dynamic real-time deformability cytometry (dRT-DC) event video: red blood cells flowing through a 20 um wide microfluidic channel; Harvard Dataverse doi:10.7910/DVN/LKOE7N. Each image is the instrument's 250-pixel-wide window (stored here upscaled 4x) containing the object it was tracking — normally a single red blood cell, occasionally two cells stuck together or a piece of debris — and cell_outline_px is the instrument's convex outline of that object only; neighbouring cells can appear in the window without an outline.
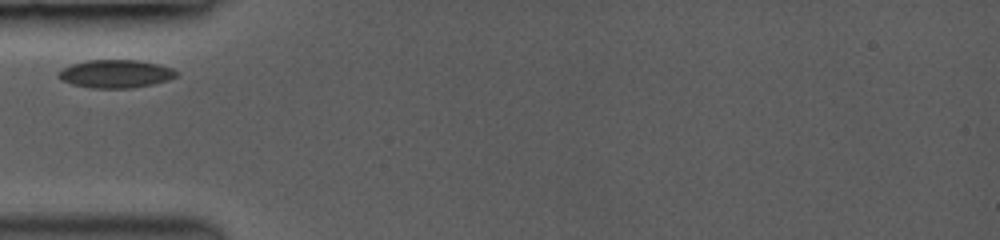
{"species": "common noctule bat (a hibernating species)", "species_latin": "Nyctalus noctula", "temperature_condition": "room temperature", "stored_images_in_passage": 10, "camera_frame_rate_fps": 3000, "um_per_image_px": 0.085, "animal": {"sex": "female", "body_mass_g": 19.0, "forearm_length_mm": 53.3}, "frame": {"image": 1, "passage_image": 2, "time_ms": 0.667, "image_size_px": [1000, 240], "cell_outline_px": [[180, 76], [168, 80], [152, 84], [132, 88], [88, 88], [72, 84], [60, 80], [56, 76], [56, 72], [72, 64], [88, 60], [140, 60], [160, 64], [172, 68], [180, 72]], "centroid_in_image_um": [9.85, 6.27], "position_along_channel_um": 75.1, "area_um2": 19.65}}
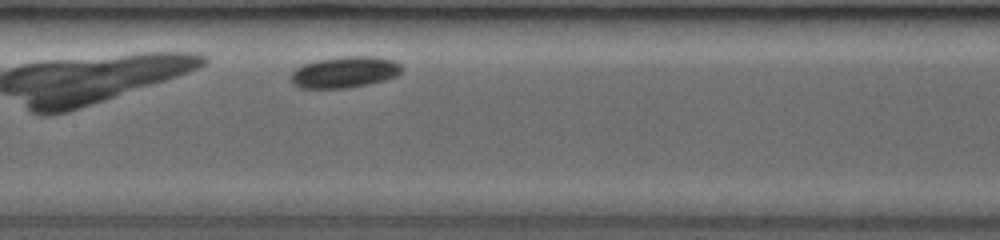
{"frame": {"image": 2, "passage_image": 10, "time_ms": 3.333, "image_size_px": [1000, 240], "cell_outline_px": [[404, 68], [396, 76], [384, 80], [368, 84], [348, 88], [300, 88], [292, 84], [292, 72], [296, 68], [304, 64], [316, 60], [344, 56], [372, 56], [392, 60], [400, 64]], "centroid_in_image_um": [29.3, 6.13], "position_along_channel_um": 178.1, "area_um2": 20.17}}